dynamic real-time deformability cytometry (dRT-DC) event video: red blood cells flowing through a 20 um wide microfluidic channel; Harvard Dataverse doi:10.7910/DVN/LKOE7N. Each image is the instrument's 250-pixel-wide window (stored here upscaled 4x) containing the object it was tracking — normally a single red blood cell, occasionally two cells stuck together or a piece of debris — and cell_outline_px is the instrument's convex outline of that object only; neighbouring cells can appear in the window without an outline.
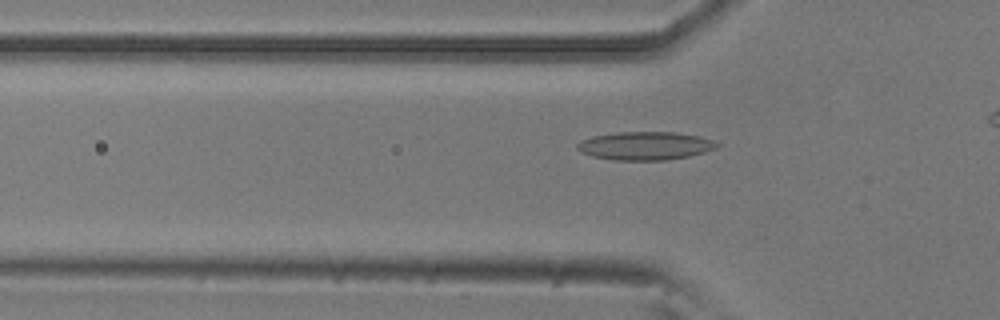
{"species": "common noctule bat (a hibernating species)", "species_latin": "Nyctalus noctula", "temperature_condition": "room temperature", "stored_images_in_passage": 29, "camera_frame_rate_fps": 3000, "um_per_image_px": 0.085, "animal": {"sex": "male", "body_mass_g": 20.5, "forearm_length_mm": 52.5}, "frame": {"image": 1, "passage_image": 2, "time_ms": 0.333, "image_size_px": [1000, 320], "cell_outline_px": [[720, 144], [716, 148], [704, 152], [688, 156], [664, 160], [616, 160], [592, 156], [576, 148], [576, 144], [580, 140], [592, 136], [616, 132], [676, 132], [700, 136], [712, 140]], "centroid_in_image_um": [54.84, 12.38], "position_along_channel_um": 71.0, "area_um2": 22.95}}
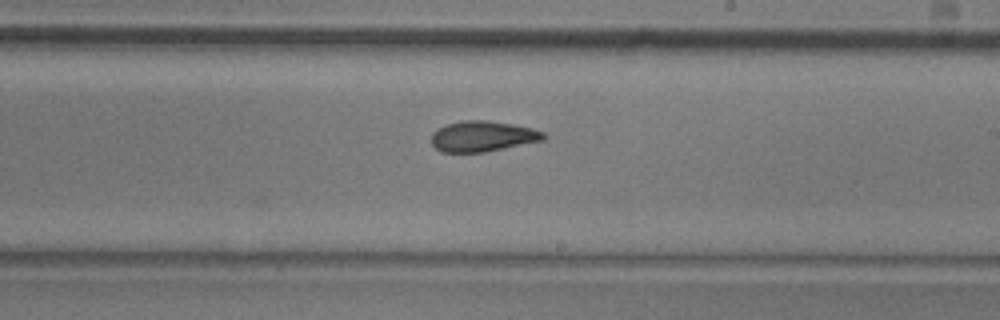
{"frame": {"image": 2, "passage_image": 16, "time_ms": 5.0, "image_size_px": [1000, 320], "cell_outline_px": [[548, 136], [544, 140], [484, 152], [440, 152], [432, 144], [432, 132], [436, 128], [460, 120], [488, 120], [512, 124], [532, 128], [544, 132]], "centroid_in_image_um": [41.02, 11.58], "position_along_channel_um": 248.0, "area_um2": 20.11}}
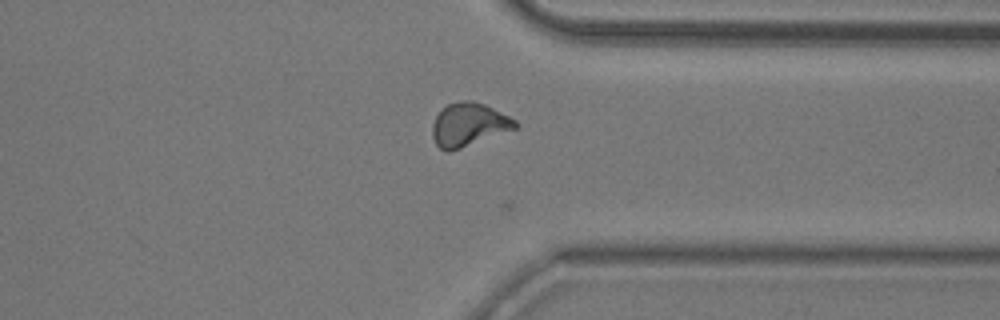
{"frame": {"image": 3, "passage_image": 26, "time_ms": 8.333, "image_size_px": [1000, 320], "cell_outline_px": [[520, 128], [448, 152], [440, 148], [436, 144], [432, 136], [432, 124], [436, 116], [448, 104], [460, 100], [472, 100], [484, 104], [516, 120], [520, 124]], "centroid_in_image_um": [39.87, 10.6], "position_along_channel_um": 371.5, "area_um2": 20.98}, "authors_computed_cell_mechanics": {"area_um2": 20.1144, "velocity_mm_per_s": 3.7739, "shape_relaxation_time_tau1_ms": null, "shape_relaxation_time_tau2_ms": 2.7487, "deformation_change_tau1": null, "deformation_change_tau2": 0.0963}}